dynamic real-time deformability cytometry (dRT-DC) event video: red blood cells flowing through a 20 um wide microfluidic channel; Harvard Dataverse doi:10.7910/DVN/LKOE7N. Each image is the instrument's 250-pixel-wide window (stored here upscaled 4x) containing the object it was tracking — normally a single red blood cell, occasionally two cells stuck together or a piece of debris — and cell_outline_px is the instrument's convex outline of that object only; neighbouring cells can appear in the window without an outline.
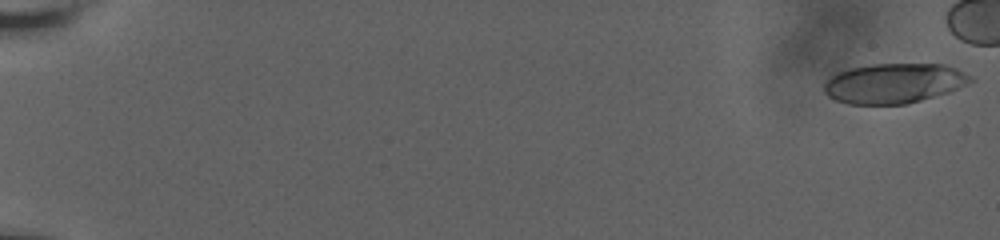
{"species": "human", "species_latin": "Homo sapiens", "temperature_condition": "room temperature", "stored_images_in_passage": 74, "camera_frame_rate_fps": 3000, "um_per_image_px": 0.085, "donor": {"sex": "male"}, "frame": {"image": 1, "passage_image": 1, "time_ms": 0.0, "image_size_px": [1000, 240], "cell_outline_px": [[976, 80], [948, 92], [920, 100], [904, 104], [848, 104], [836, 100], [828, 96], [824, 92], [824, 84], [832, 76], [840, 72], [852, 68], [872, 64], [944, 64], [956, 68], [972, 76]], "centroid_in_image_um": [76.01, 7.08], "position_along_channel_um": 9.0, "area_um2": 33.81}}
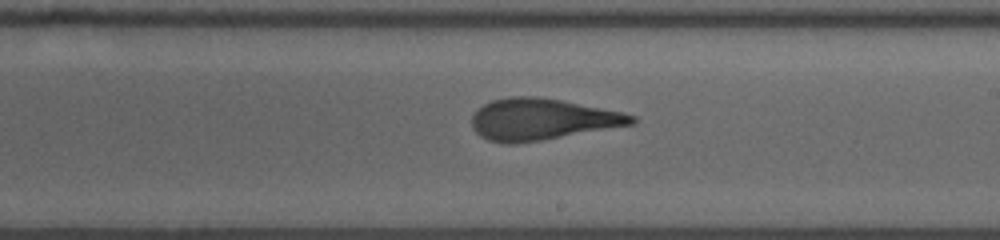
{"frame": {"image": 2, "passage_image": 53, "time_ms": 12.333, "image_size_px": [1000, 240], "cell_outline_px": [[636, 124], [516, 144], [504, 144], [488, 140], [480, 136], [472, 128], [472, 116], [484, 104], [492, 100], [512, 96], [536, 96], [560, 100], [620, 112], [636, 116]], "centroid_in_image_um": [46.04, 10.15], "position_along_channel_um": 243.0, "area_um2": 38.32}}
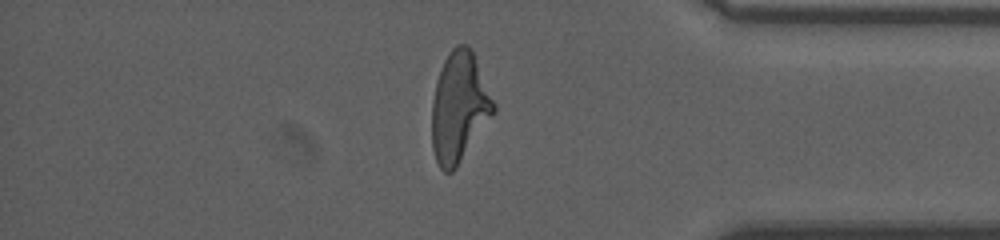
{"frame": {"image": 3, "passage_image": 70, "time_ms": 17.0, "image_size_px": [1000, 240], "cell_outline_px": [[496, 112], [456, 168], [452, 172], [444, 172], [440, 168], [436, 160], [432, 148], [432, 100], [436, 80], [440, 68], [448, 52], [456, 44], [468, 44], [472, 48], [496, 104]], "centroid_in_image_um": [39.04, 9.08], "position_along_channel_um": 396.2, "area_um2": 40.11}}